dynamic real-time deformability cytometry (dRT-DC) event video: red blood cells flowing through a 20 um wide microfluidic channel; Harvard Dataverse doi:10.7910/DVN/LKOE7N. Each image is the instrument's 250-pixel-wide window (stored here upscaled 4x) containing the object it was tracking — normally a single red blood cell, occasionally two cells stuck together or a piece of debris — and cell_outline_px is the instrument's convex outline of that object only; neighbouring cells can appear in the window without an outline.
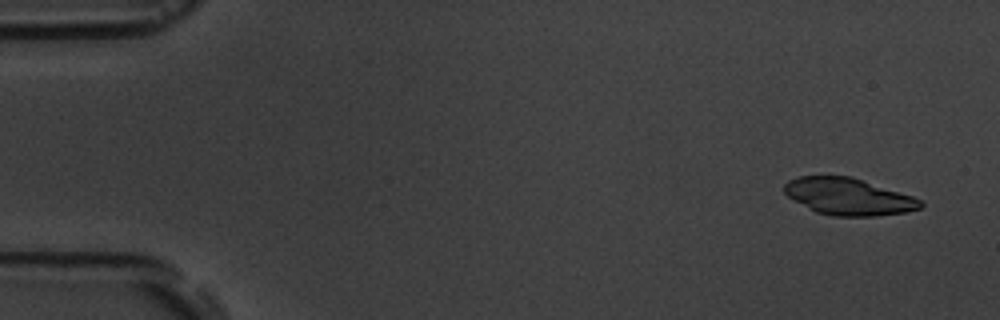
{"species": "common noctule bat (a hibernating species)", "species_latin": "Nyctalus noctula", "temperature_condition": "room temperature", "stored_images_in_passage": 6, "camera_frame_rate_fps": 3000, "um_per_image_px": 0.085, "animal": {"sex": "male", "body_mass_g": 19.5, "forearm_length_mm": 54.6}, "frame": {"image": 1, "passage_image": 1, "time_ms": 0.0, "image_size_px": [1000, 320], "cell_outline_px": [[924, 204], [920, 208], [904, 212], [876, 216], [832, 216], [816, 212], [788, 196], [784, 192], [784, 184], [788, 180], [796, 176], [852, 176], [912, 196], [920, 200]], "centroid_in_image_um": [72.1, 16.7], "position_along_channel_um": 12.9, "area_um2": 29.13}}